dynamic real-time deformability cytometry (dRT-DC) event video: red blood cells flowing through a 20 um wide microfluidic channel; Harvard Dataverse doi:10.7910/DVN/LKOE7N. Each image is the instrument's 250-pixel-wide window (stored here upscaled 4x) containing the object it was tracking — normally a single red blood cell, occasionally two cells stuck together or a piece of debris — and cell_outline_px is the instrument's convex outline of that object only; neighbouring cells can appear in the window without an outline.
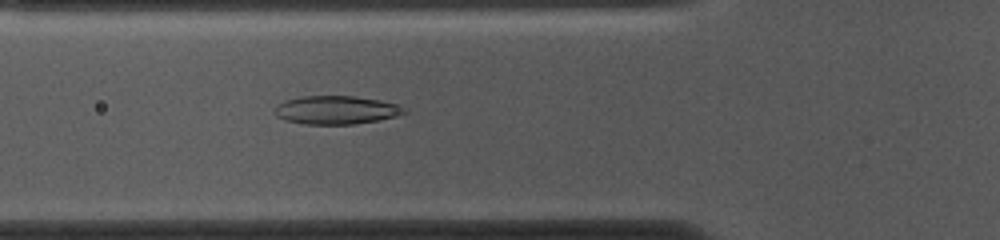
{"species": "common noctule bat (a hibernating species)", "species_latin": "Nyctalus noctula", "temperature_condition": "cold", "stored_images_in_passage": 52, "camera_frame_rate_fps": 3000, "um_per_image_px": 0.085, "animal": {"sex": "female", "body_mass_g": 10.0, "forearm_length_mm": 53.1}, "frame": {"image": 1, "passage_image": 17, "time_ms": 5.333, "image_size_px": [1000, 240], "cell_outline_px": [[408, 112], [400, 116], [380, 120], [352, 124], [304, 124], [284, 120], [276, 116], [272, 112], [272, 108], [276, 104], [284, 100], [300, 96], [356, 96], [380, 100], [404, 108]], "centroid_in_image_um": [28.51, 9.35], "position_along_channel_um": 97.3, "area_um2": 21.73}}
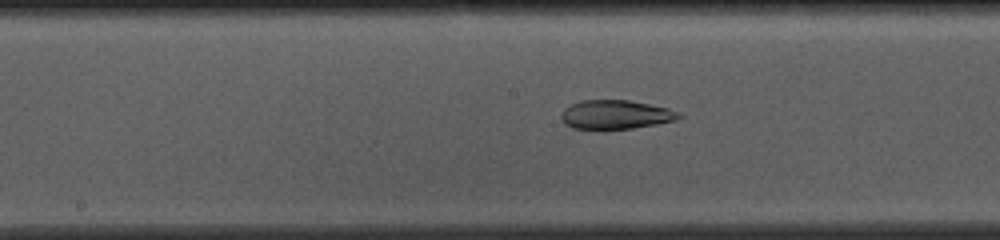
{"frame": {"image": 2, "passage_image": 25, "time_ms": 8.0, "image_size_px": [1000, 240], "cell_outline_px": [[684, 116], [676, 120], [656, 124], [632, 128], [572, 128], [564, 124], [560, 116], [564, 108], [580, 100], [628, 100], [668, 108], [680, 112]], "centroid_in_image_um": [52.34, 9.73], "position_along_channel_um": 195.9, "area_um2": 19.71}}
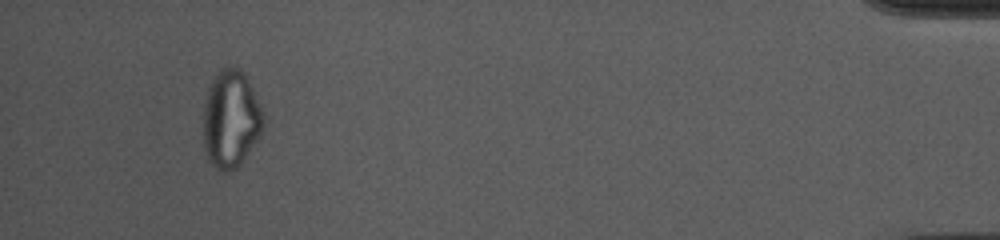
{"frame": {"image": 3, "passage_image": 49, "time_ms": 16.0, "image_size_px": [1000, 240], "cell_outline_px": [[264, 128], [260, 136], [240, 164], [236, 168], [228, 172], [224, 172], [216, 168], [208, 160], [204, 148], [204, 108], [208, 88], [216, 72], [224, 68], [240, 68], [252, 88], [264, 112]], "centroid_in_image_um": [19.63, 10.15], "position_along_channel_um": 415.6, "area_um2": 34.04}, "authors_computed_cell_mechanics": {"area_um2": 24.9696, "velocity_mm_per_s": 3.6823, "shape_relaxation_time_tau1_ms": null, "shape_relaxation_time_tau2_ms": 2.8819, "deformation_change_tau1": null, "deformation_change_tau2": 0.1055}}